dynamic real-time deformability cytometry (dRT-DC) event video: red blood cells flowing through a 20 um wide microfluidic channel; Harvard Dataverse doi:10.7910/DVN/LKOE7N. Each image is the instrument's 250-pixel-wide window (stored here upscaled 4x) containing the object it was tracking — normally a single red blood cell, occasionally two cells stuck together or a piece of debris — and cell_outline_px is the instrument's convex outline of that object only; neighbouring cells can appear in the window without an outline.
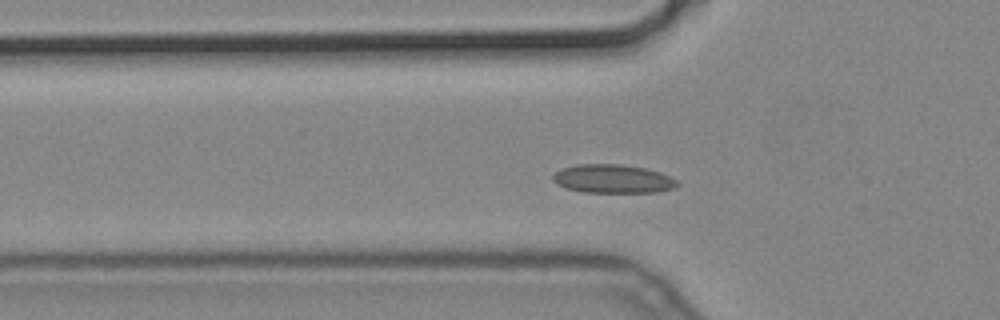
{"species": "common noctule bat (a hibernating species)", "species_latin": "Nyctalus noctula", "temperature_condition": "cold", "stored_images_in_passage": 46, "camera_frame_rate_fps": 3000, "um_per_image_px": 0.085, "animal": {"sex": "male", "body_mass_g": 19.2, "forearm_length_mm": 51.8}, "frame": {"image": 1, "passage_image": 7, "time_ms": 2.0, "image_size_px": [1000, 320], "cell_outline_px": [[680, 184], [672, 188], [656, 192], [584, 192], [564, 188], [556, 184], [552, 180], [552, 176], [560, 168], [576, 164], [620, 164], [644, 168], [660, 172], [676, 180]], "centroid_in_image_um": [52.03, 15.2], "position_along_channel_um": 73.8, "area_um2": 20.75}}
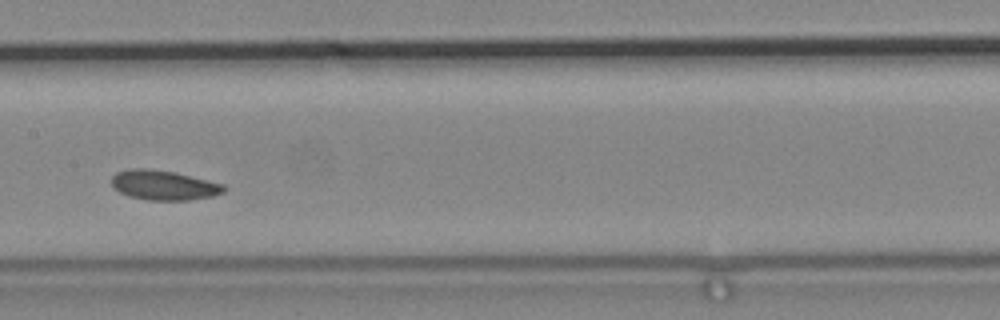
{"frame": {"image": 2, "passage_image": 17, "time_ms": 5.333, "image_size_px": [1000, 320], "cell_outline_px": [[228, 188], [224, 192], [212, 196], [188, 200], [148, 200], [128, 196], [112, 188], [112, 176], [116, 172], [128, 168], [144, 168], [176, 172], [224, 184]], "centroid_in_image_um": [13.91, 15.73], "position_along_channel_um": 193.5, "area_um2": 19.65}}
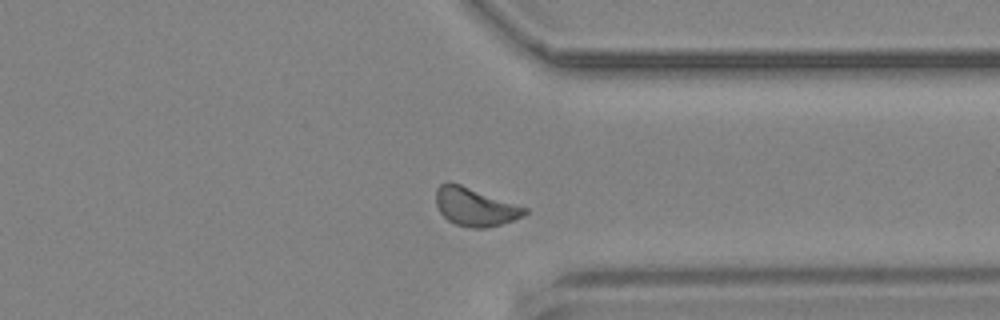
{"frame": {"image": 3, "passage_image": 32, "time_ms": 10.333, "image_size_px": [1000, 320], "cell_outline_px": [[528, 212], [524, 216], [500, 224], [484, 228], [472, 228], [456, 224], [448, 220], [440, 212], [436, 204], [436, 188], [440, 184], [448, 180], [460, 184], [528, 208]], "centroid_in_image_um": [40.36, 17.56], "position_along_channel_um": 371.0, "area_um2": 19.71}}